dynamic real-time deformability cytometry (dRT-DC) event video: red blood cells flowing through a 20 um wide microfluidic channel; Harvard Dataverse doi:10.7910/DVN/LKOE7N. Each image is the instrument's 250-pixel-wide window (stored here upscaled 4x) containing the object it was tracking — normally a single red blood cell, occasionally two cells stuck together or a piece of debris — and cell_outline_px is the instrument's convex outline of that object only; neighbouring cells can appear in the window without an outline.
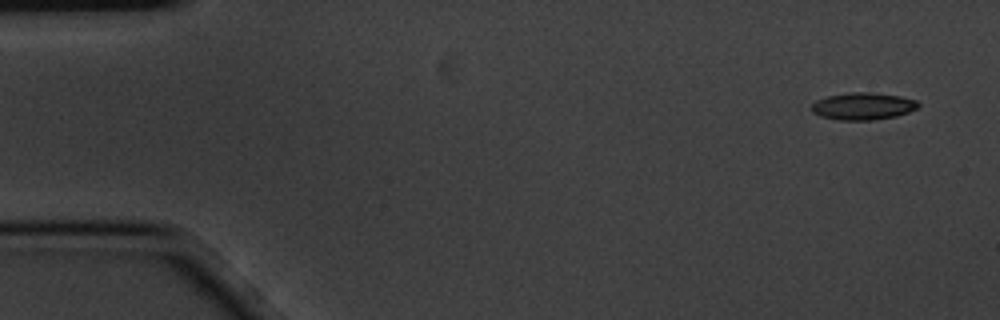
{"species": "common noctule bat (a hibernating species)", "species_latin": "Nyctalus noctula", "temperature_condition": "cold", "stored_images_in_passage": 12, "camera_frame_rate_fps": 3000, "um_per_image_px": 0.085, "animal": {"sex": "male", "body_mass_g": 20.1, "forearm_length_mm": 53.5}, "frame": {"image": 1, "passage_image": 1, "time_ms": 0.0, "image_size_px": [1000, 320], "cell_outline_px": [[920, 104], [916, 108], [908, 112], [896, 116], [872, 120], [840, 120], [820, 116], [812, 112], [812, 104], [816, 100], [828, 96], [848, 92], [872, 92], [900, 96], [916, 100]], "centroid_in_image_um": [73.34, 9.02], "position_along_channel_um": 11.7, "area_um2": 16.88}}
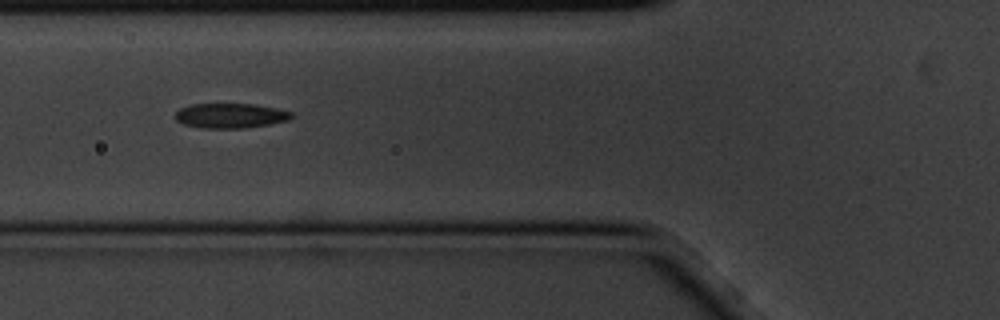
{"frame": {"image": 2, "passage_image": 6, "time_ms": 1.667, "image_size_px": [1000, 320], "cell_outline_px": [[292, 116], [288, 120], [248, 128], [200, 128], [184, 124], [176, 120], [176, 112], [180, 108], [192, 104], [256, 104], [276, 108], [292, 112]], "centroid_in_image_um": [19.58, 9.83], "position_along_channel_um": 106.2, "area_um2": 16.76}}